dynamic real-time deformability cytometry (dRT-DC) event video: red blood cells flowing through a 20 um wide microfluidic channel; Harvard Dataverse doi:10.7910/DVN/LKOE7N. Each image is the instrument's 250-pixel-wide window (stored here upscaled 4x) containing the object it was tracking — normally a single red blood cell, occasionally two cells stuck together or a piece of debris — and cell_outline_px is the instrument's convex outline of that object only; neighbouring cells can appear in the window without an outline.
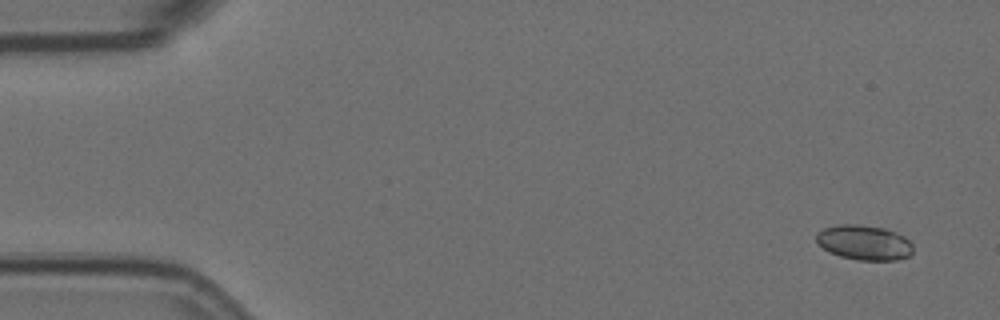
{"species": "Egyptian fruit bat (a non-hibernating species)", "species_latin": "Rousettus aegyptiacus", "temperature_condition": "room temperature", "stored_images_in_passage": 6, "camera_frame_rate_fps": 3000, "um_per_image_px": 0.085, "animal": {"sex": "female"}, "frame": {"image": 1, "passage_image": 1, "time_ms": 0.0, "image_size_px": [1000, 320], "cell_outline_px": [[912, 252], [908, 256], [896, 260], [856, 260], [840, 256], [828, 252], [816, 244], [816, 232], [824, 228], [836, 224], [856, 224], [884, 228], [896, 232], [904, 236], [912, 244]], "centroid_in_image_um": [73.4, 20.61], "position_along_channel_um": 11.6, "area_um2": 19.88}}